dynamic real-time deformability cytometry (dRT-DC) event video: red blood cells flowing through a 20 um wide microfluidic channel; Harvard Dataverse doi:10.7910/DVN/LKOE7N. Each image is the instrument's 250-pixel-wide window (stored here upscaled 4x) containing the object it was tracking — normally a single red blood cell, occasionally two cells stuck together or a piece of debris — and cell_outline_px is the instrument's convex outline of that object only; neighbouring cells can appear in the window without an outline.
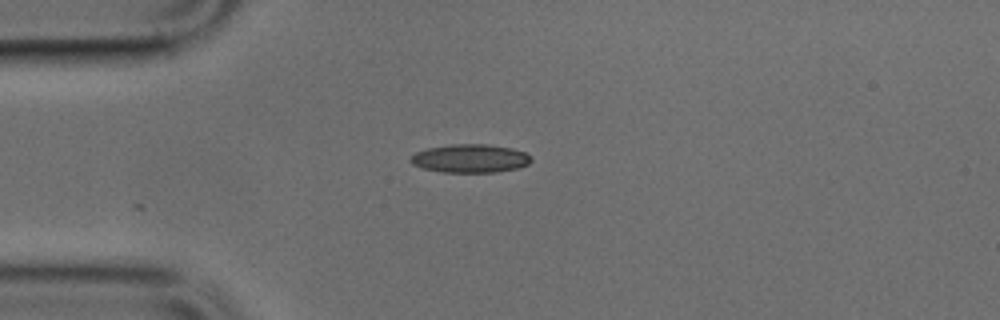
{"species": "common noctule bat (a hibernating species)", "species_latin": "Nyctalus noctula", "temperature_condition": "cold", "stored_images_in_passage": 7, "camera_frame_rate_fps": 3000, "um_per_image_px": 0.085, "animal": {"sex": "male", "body_mass_g": 17.9, "forearm_length_mm": 54.2}, "frame": {"image": 1, "passage_image": 1, "time_ms": 0.0, "image_size_px": [1000, 320], "cell_outline_px": [[532, 160], [528, 164], [516, 168], [496, 172], [444, 172], [424, 168], [412, 164], [408, 160], [416, 152], [428, 148], [452, 144], [488, 144], [512, 148], [524, 152], [532, 156]], "centroid_in_image_um": [39.98, 13.46], "position_along_channel_um": 45.0, "area_um2": 19.88}}
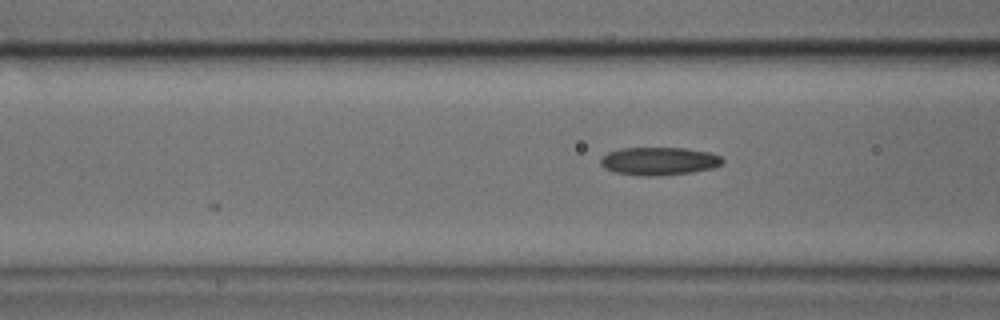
{"frame": {"image": 2, "passage_image": 7, "time_ms": 2.0, "image_size_px": [1000, 320], "cell_outline_px": [[724, 160], [720, 164], [712, 168], [692, 172], [660, 176], [640, 176], [616, 172], [604, 168], [600, 164], [600, 160], [608, 152], [620, 148], [684, 148], [708, 152], [720, 156]], "centroid_in_image_um": [55.99, 13.7], "position_along_channel_um": 110.6, "area_um2": 19.83}}